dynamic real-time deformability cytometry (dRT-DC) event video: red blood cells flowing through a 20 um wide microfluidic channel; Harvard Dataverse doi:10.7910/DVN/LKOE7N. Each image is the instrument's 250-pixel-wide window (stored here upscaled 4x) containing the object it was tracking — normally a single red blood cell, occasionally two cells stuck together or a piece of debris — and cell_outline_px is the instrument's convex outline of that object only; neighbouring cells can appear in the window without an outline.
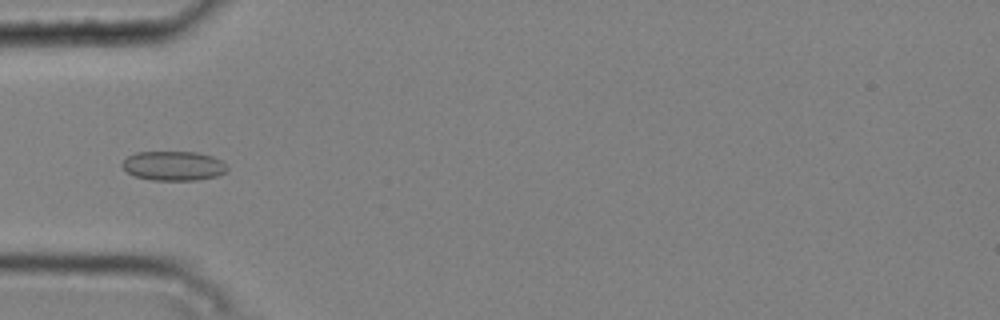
{"species": "common noctule bat (a hibernating species)", "species_latin": "Nyctalus noctula", "temperature_condition": "cold", "stored_images_in_passage": 8, "camera_frame_rate_fps": 3000, "um_per_image_px": 0.085, "animal": {"sex": "male", "body_mass_g": 20.4}, "frame": {"image": 1, "passage_image": 5, "time_ms": 1.333, "image_size_px": [1000, 320], "cell_outline_px": [[228, 168], [224, 172], [216, 176], [196, 180], [152, 180], [136, 176], [128, 172], [120, 164], [128, 156], [136, 152], [196, 152], [212, 156], [220, 160]], "centroid_in_image_um": [14.73, 14.09], "position_along_channel_um": 70.3, "area_um2": 17.8}}
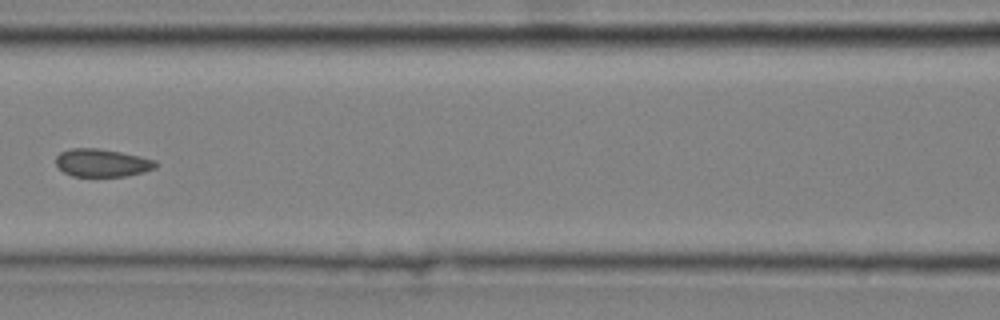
{"frame": {"image": 2, "passage_image": 7, "time_ms": 2.0, "image_size_px": [1000, 320], "cell_outline_px": [[160, 164], [156, 168], [144, 172], [124, 176], [72, 176], [64, 172], [56, 164], [56, 156], [60, 152], [72, 148], [100, 148], [140, 156], [156, 160]], "centroid_in_image_um": [8.71, 13.84], "position_along_channel_um": 157.9, "area_um2": 16.3}}
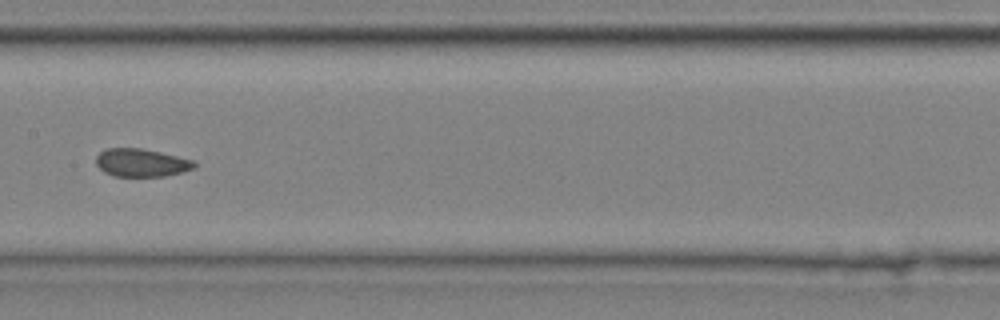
{"frame": {"image": 3, "passage_image": 8, "time_ms": 2.333, "image_size_px": [1000, 320], "cell_outline_px": [[196, 168], [164, 176], [112, 176], [104, 172], [96, 164], [96, 156], [100, 152], [108, 148], [140, 148], [160, 152], [196, 160]], "centroid_in_image_um": [12.03, 13.83], "position_along_channel_um": 195.4, "area_um2": 16.07}}